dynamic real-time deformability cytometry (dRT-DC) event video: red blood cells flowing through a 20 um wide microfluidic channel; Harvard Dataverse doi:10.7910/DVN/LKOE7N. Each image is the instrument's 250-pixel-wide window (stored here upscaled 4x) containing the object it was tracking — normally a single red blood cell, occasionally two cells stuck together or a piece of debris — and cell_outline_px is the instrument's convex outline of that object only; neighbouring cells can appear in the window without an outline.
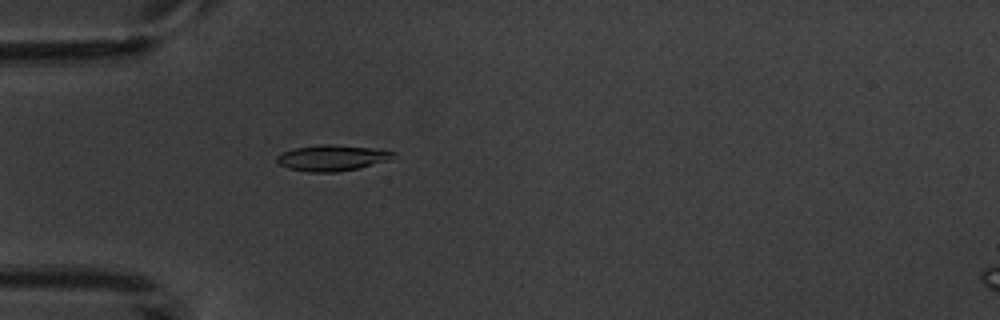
{"species": "common noctule bat (a hibernating species)", "species_latin": "Nyctalus noctula", "temperature_condition": "warm", "stored_images_in_passage": 4, "camera_frame_rate_fps": 3000, "um_per_image_px": 0.085, "animal": {"sex": "male", "body_mass_g": 20.1, "forearm_length_mm": 53.5}, "frame": {"image": 1, "passage_image": 4, "time_ms": 4.333, "image_size_px": [1000, 320], "cell_outline_px": [[396, 152], [388, 160], [360, 168], [336, 172], [308, 172], [288, 168], [280, 164], [276, 160], [276, 156], [284, 152], [296, 148], [328, 144], [376, 148]], "centroid_in_image_um": [28.23, 13.43], "position_along_channel_um": 56.8, "area_um2": 17.34}}